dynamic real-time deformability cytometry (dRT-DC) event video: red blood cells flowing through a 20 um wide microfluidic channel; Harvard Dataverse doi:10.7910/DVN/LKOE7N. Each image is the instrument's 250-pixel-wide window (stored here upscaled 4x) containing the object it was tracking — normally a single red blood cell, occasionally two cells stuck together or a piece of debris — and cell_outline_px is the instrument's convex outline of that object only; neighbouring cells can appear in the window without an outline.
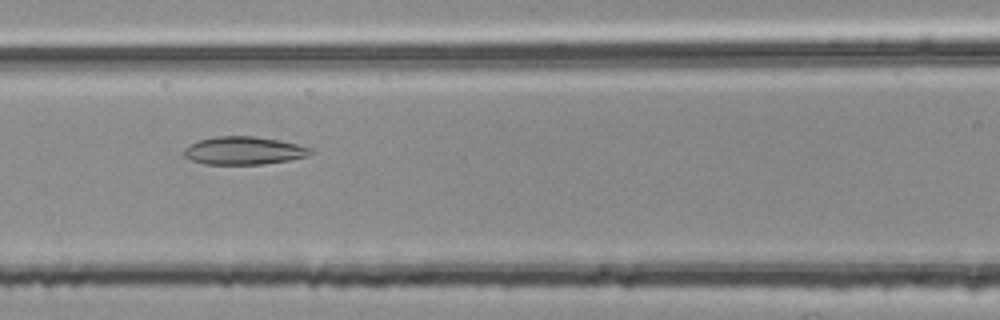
{"species": "common noctule bat (a hibernating species)", "species_latin": "Nyctalus noctula", "temperature_condition": "room temperature", "stored_images_in_passage": 43, "camera_frame_rate_fps": 3000, "um_per_image_px": 0.085, "animal": {"sex": "female", "body_mass_g": 25.1}, "frame": {"image": 1, "passage_image": 12, "time_ms": 3.667, "image_size_px": [1000, 320], "cell_outline_px": [[316, 152], [308, 156], [288, 160], [260, 164], [204, 164], [192, 160], [184, 156], [184, 148], [188, 144], [200, 140], [216, 136], [256, 136], [280, 140], [312, 148]], "centroid_in_image_um": [20.74, 12.79], "position_along_channel_um": 145.9, "area_um2": 20.69}}
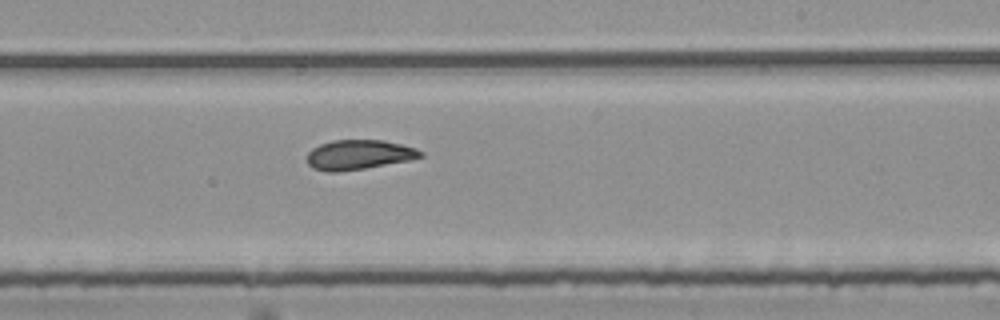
{"frame": {"image": 2, "passage_image": 21, "time_ms": 6.667, "image_size_px": [1000, 320], "cell_outline_px": [[424, 156], [412, 160], [364, 168], [336, 172], [324, 172], [312, 168], [308, 164], [308, 152], [312, 148], [320, 144], [332, 140], [384, 140], [416, 148], [424, 152]], "centroid_in_image_um": [30.51, 13.15], "position_along_channel_um": 258.5, "area_um2": 19.77}}
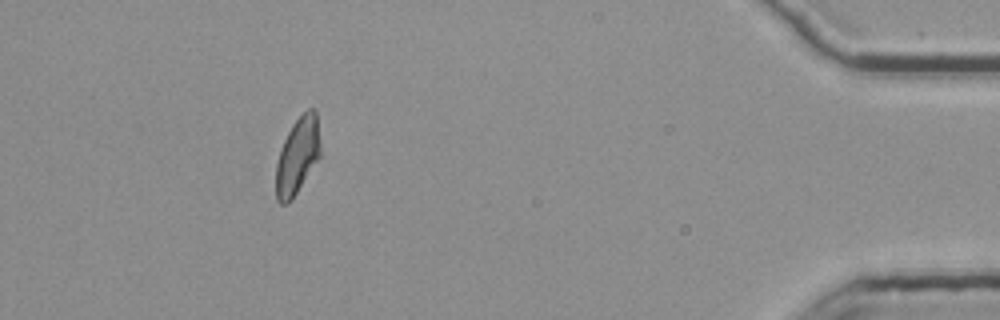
{"frame": {"image": 3, "passage_image": 38, "time_ms": 12.333, "image_size_px": [1000, 320], "cell_outline_px": [[320, 156], [292, 200], [288, 204], [280, 204], [276, 200], [276, 164], [280, 148], [292, 124], [308, 108], [316, 108], [320, 144]], "centroid_in_image_um": [25.28, 13.25], "position_along_channel_um": 409.9, "area_um2": 19.88}, "authors_computed_cell_mechanics": {"area_um2": 19.9988, "velocity_mm_per_s": 3.77, "shape_relaxation_time_tau1_ms": null, "shape_relaxation_time_tau2_ms": 3.476, "deformation_change_tau1": null, "deformation_change_tau2": 0.1041}}